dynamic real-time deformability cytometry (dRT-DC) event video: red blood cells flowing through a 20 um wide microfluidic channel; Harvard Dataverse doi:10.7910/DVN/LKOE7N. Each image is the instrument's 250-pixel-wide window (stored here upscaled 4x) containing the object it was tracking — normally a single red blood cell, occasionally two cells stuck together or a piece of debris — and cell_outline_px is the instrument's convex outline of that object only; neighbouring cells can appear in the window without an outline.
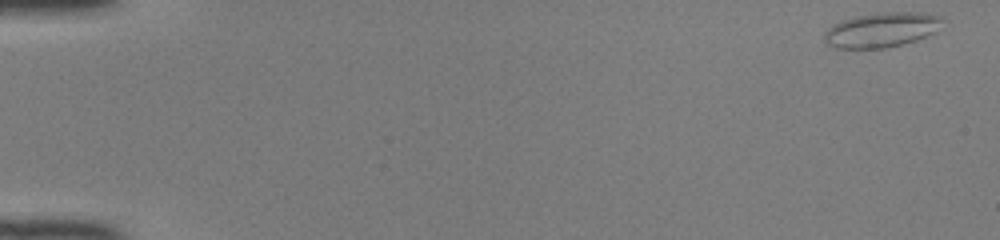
{"species": "common noctule bat (a hibernating species)", "species_latin": "Nyctalus noctula", "temperature_condition": "room temperature", "stored_images_in_passage": 49, "camera_frame_rate_fps": 3000, "um_per_image_px": 0.085, "animal": {"sex": "female", "body_mass_g": 22.0, "forearm_length_mm": 56.7}, "frame": {"image": 1, "passage_image": 1, "time_ms": 0.0, "image_size_px": [1000, 240], "cell_outline_px": [[944, 20], [936, 32], [916, 40], [904, 44], [884, 48], [836, 48], [828, 44], [824, 40], [824, 32], [832, 24], [840, 20], [852, 16], [880, 12], [924, 12], [944, 16]], "centroid_in_image_um": [74.95, 2.51], "position_along_channel_um": 10.0, "area_um2": 24.39}}
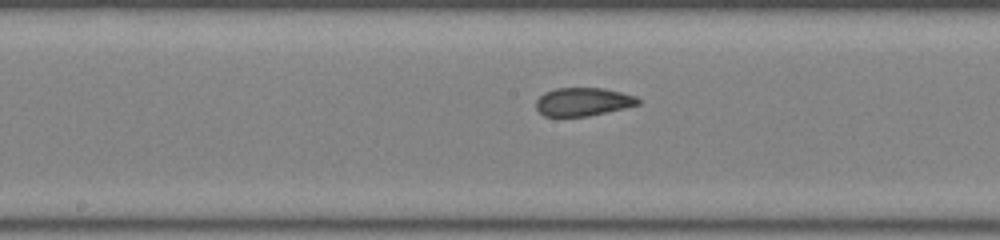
{"frame": {"image": 2, "passage_image": 26, "time_ms": 8.333, "image_size_px": [1000, 240], "cell_outline_px": [[640, 104], [624, 108], [588, 116], [544, 116], [536, 108], [536, 100], [544, 92], [556, 88], [604, 88], [636, 96], [640, 100]], "centroid_in_image_um": [49.55, 8.64], "position_along_channel_um": 198.6, "area_um2": 16.76}}
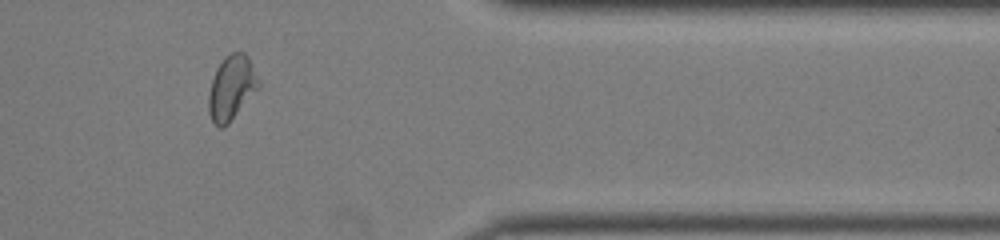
{"frame": {"image": 3, "passage_image": 41, "time_ms": 13.333, "image_size_px": [1000, 240], "cell_outline_px": [[260, 88], [228, 124], [224, 128], [220, 128], [212, 120], [208, 112], [208, 96], [212, 80], [216, 68], [224, 56], [232, 52], [244, 52], [248, 56], [260, 80]], "centroid_in_image_um": [19.7, 7.45], "position_along_channel_um": 391.7, "area_um2": 19.02}, "authors_computed_cell_mechanics": {"area_um2": 18.8428, "velocity_mm_per_s": 4.1508, "shape_relaxation_time_tau1_ms": null, "shape_relaxation_time_tau2_ms": 0.8244, "deformation_change_tau1": null, "deformation_change_tau2": 0.0554}}